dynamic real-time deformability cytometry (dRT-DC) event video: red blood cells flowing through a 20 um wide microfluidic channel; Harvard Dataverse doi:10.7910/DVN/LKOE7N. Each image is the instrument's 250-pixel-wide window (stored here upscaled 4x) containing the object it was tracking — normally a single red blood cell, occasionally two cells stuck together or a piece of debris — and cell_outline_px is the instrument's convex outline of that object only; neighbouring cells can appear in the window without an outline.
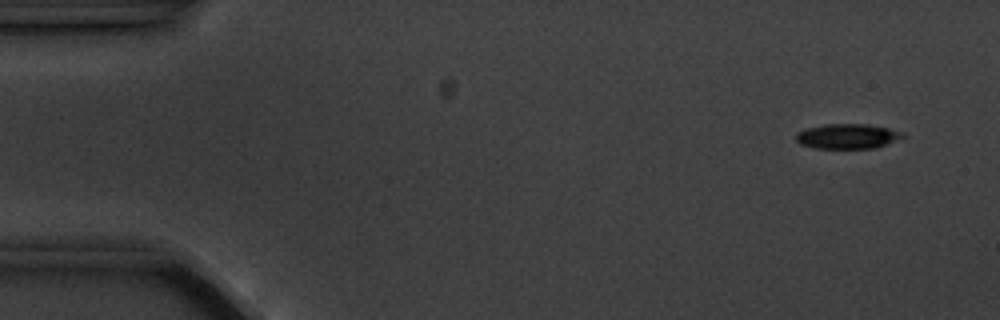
{"species": "common noctule bat (a hibernating species)", "species_latin": "Nyctalus noctula", "temperature_condition": "cold", "stored_images_in_passage": 6, "camera_frame_rate_fps": 3000, "um_per_image_px": 0.085, "animal": {"sex": "male", "body_mass_g": 20.1, "forearm_length_mm": 53.5}, "frame": {"image": 1, "passage_image": 1, "time_ms": 0.0, "image_size_px": [1000, 320], "cell_outline_px": [[904, 136], [876, 148], [816, 148], [800, 144], [796, 140], [796, 132], [808, 128], [828, 124], [868, 124], [888, 128], [904, 132]], "centroid_in_image_um": [72.02, 11.58], "position_along_channel_um": 13.0, "area_um2": 15.32}}
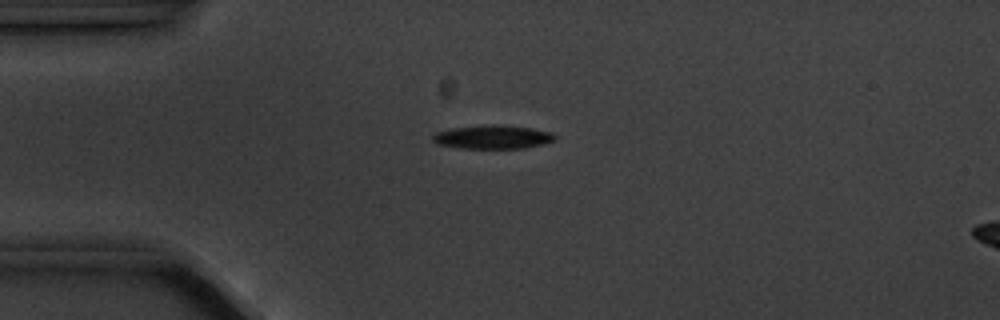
{"frame": {"image": 2, "passage_image": 4, "time_ms": 3.333, "image_size_px": [1000, 320], "cell_outline_px": [[556, 140], [544, 144], [524, 148], [460, 148], [436, 144], [432, 140], [432, 136], [436, 132], [452, 128], [492, 124], [496, 124], [532, 128], [552, 132], [556, 136]], "centroid_in_image_um": [41.9, 11.64], "position_along_channel_um": 43.1, "area_um2": 16.94}}
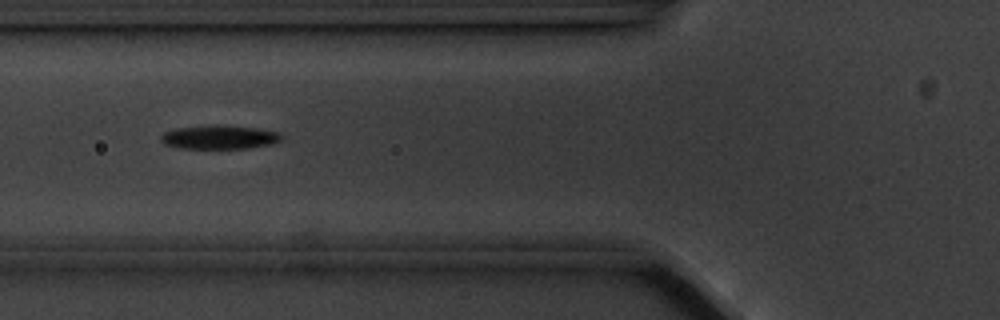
{"frame": {"image": 3, "passage_image": 6, "time_ms": 5.667, "image_size_px": [1000, 320], "cell_outline_px": [[280, 140], [272, 144], [248, 148], [180, 148], [164, 144], [160, 140], [160, 136], [164, 132], [176, 128], [216, 124], [256, 128], [280, 132]], "centroid_in_image_um": [18.62, 11.65], "position_along_channel_um": 107.2, "area_um2": 16.7}}